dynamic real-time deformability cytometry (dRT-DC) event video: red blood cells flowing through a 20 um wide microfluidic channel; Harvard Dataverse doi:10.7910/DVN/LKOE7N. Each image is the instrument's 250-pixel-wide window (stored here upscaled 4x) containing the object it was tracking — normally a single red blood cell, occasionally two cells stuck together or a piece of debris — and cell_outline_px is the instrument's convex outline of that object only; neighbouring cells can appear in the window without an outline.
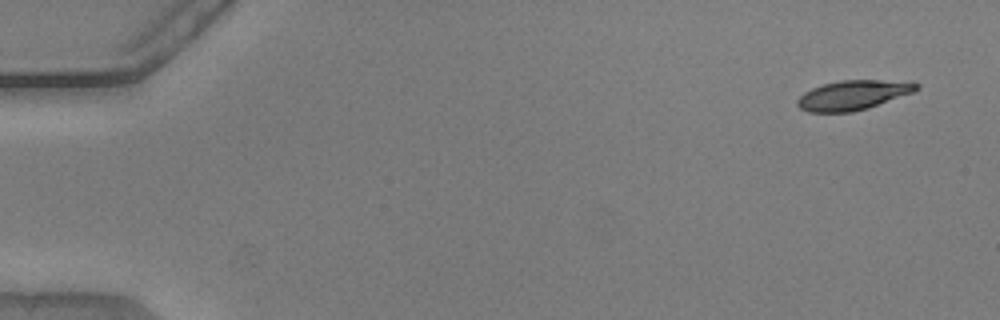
{"species": "common noctule bat (a hibernating species)", "species_latin": "Nyctalus noctula", "temperature_condition": "warm", "stored_images_in_passage": 26, "camera_frame_rate_fps": 3000, "um_per_image_px": 0.085, "animal": {"sex": "male", "body_mass_g": 20.5, "forearm_length_mm": 52.5}, "frame": {"image": 1, "passage_image": 1, "time_ms": 0.0, "image_size_px": [1000, 320], "cell_outline_px": [[920, 88], [912, 92], [868, 108], [852, 112], [808, 112], [800, 108], [796, 104], [796, 100], [804, 92], [812, 88], [824, 84], [840, 80], [912, 80], [920, 84]], "centroid_in_image_um": [72.54, 8.07], "position_along_channel_um": 12.5, "area_um2": 20.69}}
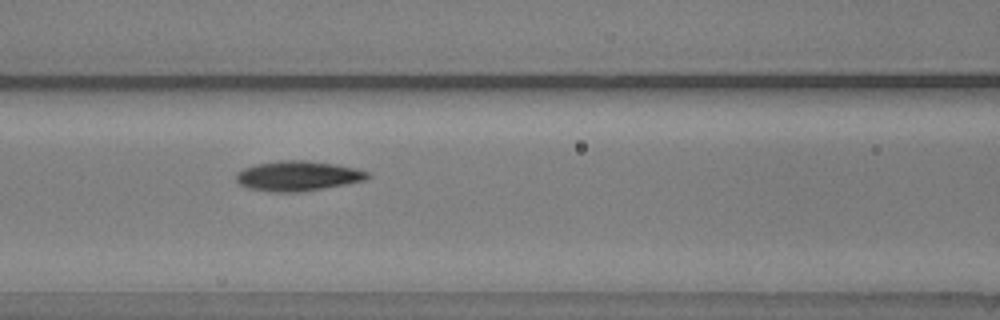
{"frame": {"image": 2, "passage_image": 22, "time_ms": 7.0, "image_size_px": [1000, 320], "cell_outline_px": [[372, 176], [368, 180], [324, 188], [300, 192], [268, 192], [248, 188], [240, 184], [236, 180], [236, 172], [244, 168], [256, 164], [280, 160], [304, 160], [336, 164], [356, 168], [368, 172]], "centroid_in_image_um": [25.33, 14.96], "position_along_channel_um": 141.3, "area_um2": 23.18}}
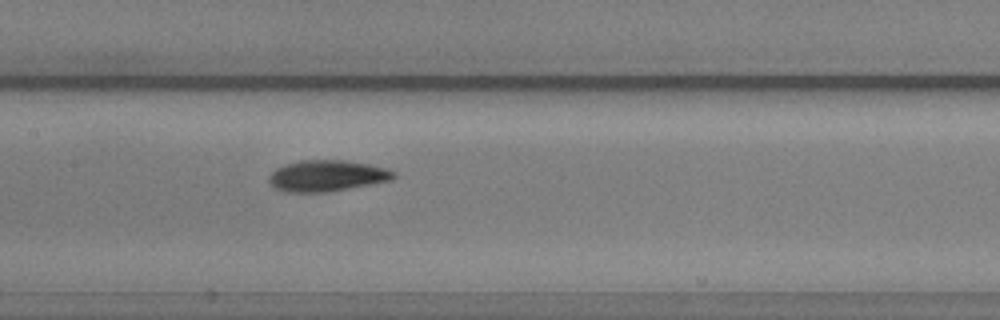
{"frame": {"image": 3, "passage_image": 25, "time_ms": 8.0, "image_size_px": [1000, 320], "cell_outline_px": [[396, 176], [392, 180], [372, 184], [328, 192], [284, 192], [276, 188], [268, 180], [268, 176], [276, 168], [300, 160], [344, 160], [368, 164], [384, 168], [396, 172]], "centroid_in_image_um": [27.8, 14.95], "position_along_channel_um": 179.6, "area_um2": 22.6}}